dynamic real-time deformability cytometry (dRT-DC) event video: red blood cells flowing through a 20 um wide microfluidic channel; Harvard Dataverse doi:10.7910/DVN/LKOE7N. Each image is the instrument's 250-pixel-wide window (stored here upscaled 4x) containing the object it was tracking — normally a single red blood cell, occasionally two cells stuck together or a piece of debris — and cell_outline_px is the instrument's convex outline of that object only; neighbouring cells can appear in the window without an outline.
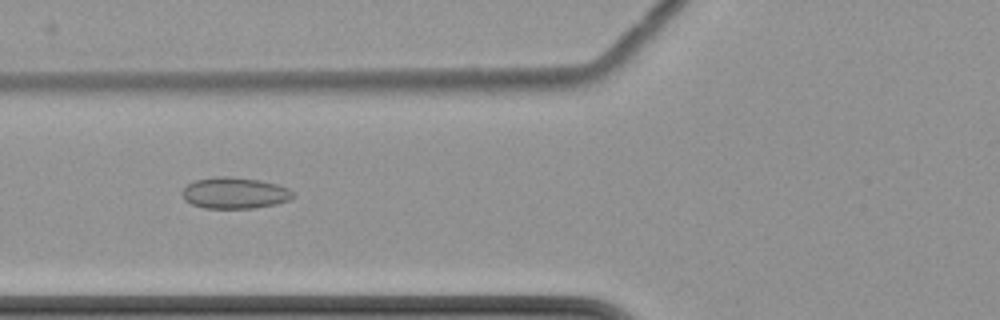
{"species": "common noctule bat (a hibernating species)", "species_latin": "Nyctalus noctula", "temperature_condition": "cold", "stored_images_in_passage": 7, "camera_frame_rate_fps": 3000, "um_per_image_px": 0.085, "animal": {"sex": "female", "body_mass_g": 22.7, "forearm_length_mm": 54.2}, "frame": {"image": 1, "passage_image": 7, "time_ms": 7.333, "image_size_px": [1000, 320], "cell_outline_px": [[296, 192], [288, 200], [276, 204], [252, 208], [204, 208], [192, 204], [184, 200], [180, 192], [188, 184], [196, 180], [216, 176], [228, 176], [260, 180], [276, 184], [288, 188]], "centroid_in_image_um": [19.93, 16.4], "position_along_channel_um": 105.9, "area_um2": 20.23}}